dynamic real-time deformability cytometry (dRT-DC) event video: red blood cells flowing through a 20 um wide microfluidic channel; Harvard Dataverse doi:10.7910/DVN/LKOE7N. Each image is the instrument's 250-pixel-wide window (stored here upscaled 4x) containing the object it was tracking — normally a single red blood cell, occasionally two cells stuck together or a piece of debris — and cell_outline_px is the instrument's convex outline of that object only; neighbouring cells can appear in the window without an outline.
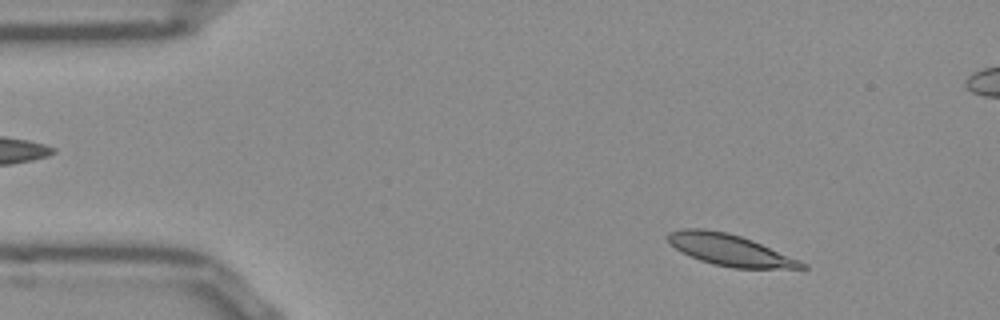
{"species": "Egyptian fruit bat (a non-hibernating species)", "species_latin": "Rousettus aegyptiacus", "temperature_condition": "room temperature", "stored_images_in_passage": 48, "camera_frame_rate_fps": 3000, "um_per_image_px": 0.085, "frame": {"image": 1, "passage_image": 2, "time_ms": 0.333, "image_size_px": [1000, 320], "cell_outline_px": [[808, 268], [732, 268], [712, 264], [700, 260], [680, 252], [664, 236], [668, 232], [684, 228], [700, 228], [724, 232], [740, 236], [752, 240], [808, 264]], "centroid_in_image_um": [61.99, 21.25], "position_along_channel_um": 23.0, "area_um2": 24.28}}
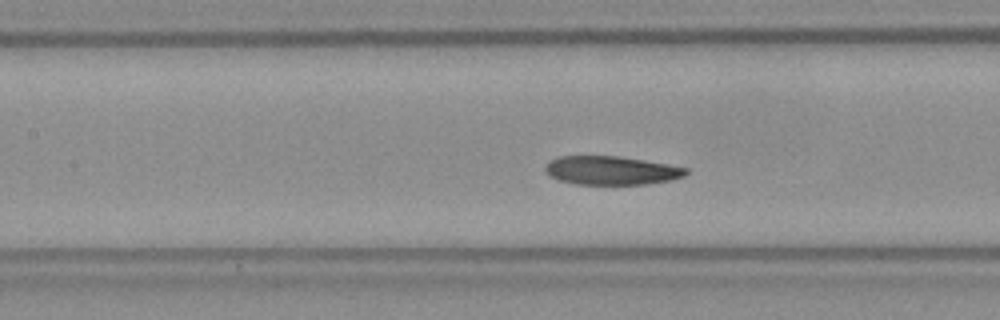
{"frame": {"image": 2, "passage_image": 18, "time_ms": 5.667, "image_size_px": [1000, 320], "cell_outline_px": [[688, 172], [684, 176], [668, 180], [648, 184], [576, 184], [560, 180], [548, 176], [544, 172], [544, 168], [552, 160], [560, 156], [620, 156], [644, 160], [688, 168]], "centroid_in_image_um": [51.94, 14.49], "position_along_channel_um": 155.5, "area_um2": 23.35}}
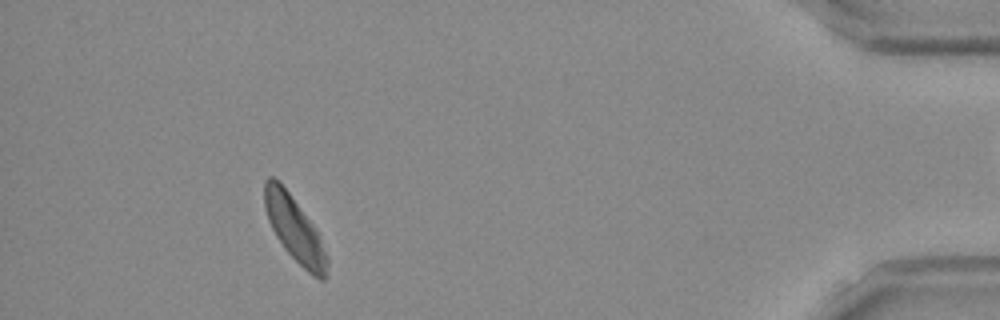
{"frame": {"image": 3, "passage_image": 43, "time_ms": 14.0, "image_size_px": [1000, 320], "cell_outline_px": [[328, 276], [324, 280], [320, 280], [312, 276], [284, 248], [276, 236], [268, 220], [264, 204], [264, 180], [268, 176], [272, 176], [288, 192], [316, 228], [328, 256]], "centroid_in_image_um": [25.07, 19.52], "position_along_channel_um": 410.1, "area_um2": 23.52}, "authors_computed_cell_mechanics": {"area_um2": 24.5072, "velocity_mm_per_s": 3.8179, "shape_relaxation_time_tau1_ms": 3.4077, "shape_relaxation_time_tau2_ms": 7.3325, "deformation_change_tau1": 0.1117, "deformation_change_tau2": 0.1397}}